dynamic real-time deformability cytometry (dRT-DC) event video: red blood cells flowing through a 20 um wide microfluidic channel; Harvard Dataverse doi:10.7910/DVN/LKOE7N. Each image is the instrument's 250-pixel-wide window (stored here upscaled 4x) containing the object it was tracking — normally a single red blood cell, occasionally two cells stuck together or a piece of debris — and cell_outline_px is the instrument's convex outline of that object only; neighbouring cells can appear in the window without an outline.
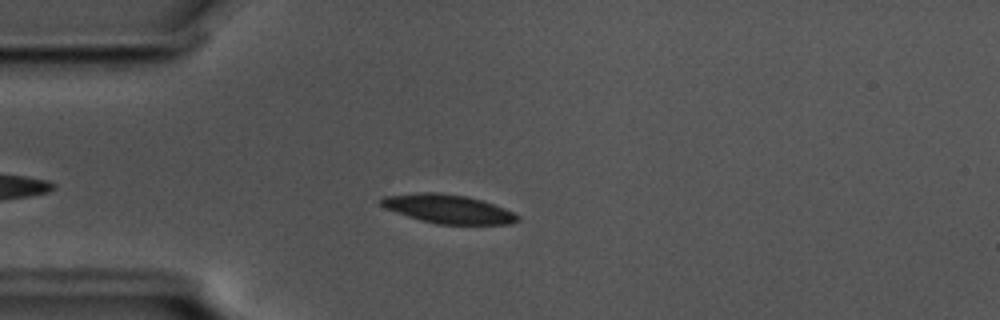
{"species": "common noctule bat (a hibernating species)", "species_latin": "Nyctalus noctula", "temperature_condition": "cold", "stored_images_in_passage": 41, "camera_frame_rate_fps": 3000, "um_per_image_px": 0.085, "animal": {"sex": "male", "body_mass_g": 17.5, "forearm_length_mm": 52.3}, "frame": {"image": 1, "passage_image": 8, "time_ms": 2.333, "image_size_px": [1000, 320], "cell_outline_px": [[520, 220], [512, 224], [436, 224], [420, 220], [408, 216], [388, 208], [380, 204], [380, 200], [384, 196], [420, 192], [440, 192], [468, 196], [504, 208], [520, 216]], "centroid_in_image_um": [38.13, 17.76], "position_along_channel_um": 46.9, "area_um2": 22.72}}
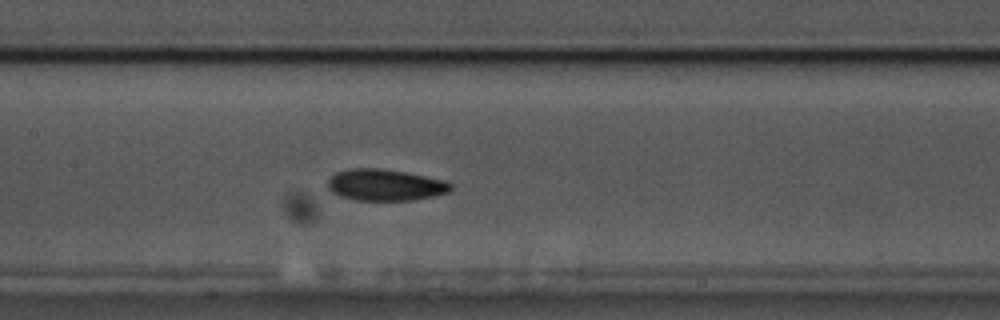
{"frame": {"image": 2, "passage_image": 20, "time_ms": 6.333, "image_size_px": [1000, 320], "cell_outline_px": [[452, 188], [448, 192], [432, 196], [412, 200], [356, 200], [340, 196], [332, 192], [328, 188], [328, 180], [336, 172], [348, 168], [384, 168], [408, 172], [444, 180], [452, 184]], "centroid_in_image_um": [32.73, 15.7], "position_along_channel_um": 174.7, "area_um2": 22.66}}
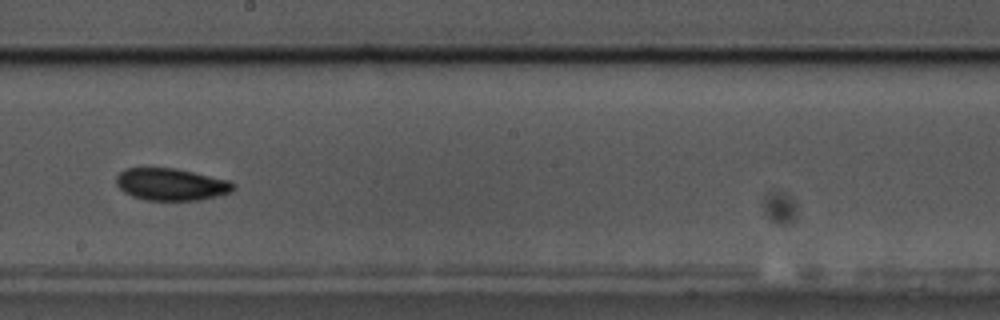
{"frame": {"image": 3, "passage_image": 25, "time_ms": 8.0, "image_size_px": [1000, 320], "cell_outline_px": [[236, 188], [232, 192], [200, 200], [144, 200], [132, 196], [124, 192], [116, 184], [116, 176], [124, 168], [176, 168], [228, 180]], "centroid_in_image_um": [14.52, 15.67], "position_along_channel_um": 233.7, "area_um2": 21.91}, "authors_computed_cell_mechanics": {"area_um2": 21.9062, "velocity_mm_per_s": 3.5602, "shape_relaxation_time_tau1_ms": 3.3991, "shape_relaxation_time_tau2_ms": 5.9834, "deformation_change_tau1": 0.0906, "deformation_change_tau2": 0.098}}